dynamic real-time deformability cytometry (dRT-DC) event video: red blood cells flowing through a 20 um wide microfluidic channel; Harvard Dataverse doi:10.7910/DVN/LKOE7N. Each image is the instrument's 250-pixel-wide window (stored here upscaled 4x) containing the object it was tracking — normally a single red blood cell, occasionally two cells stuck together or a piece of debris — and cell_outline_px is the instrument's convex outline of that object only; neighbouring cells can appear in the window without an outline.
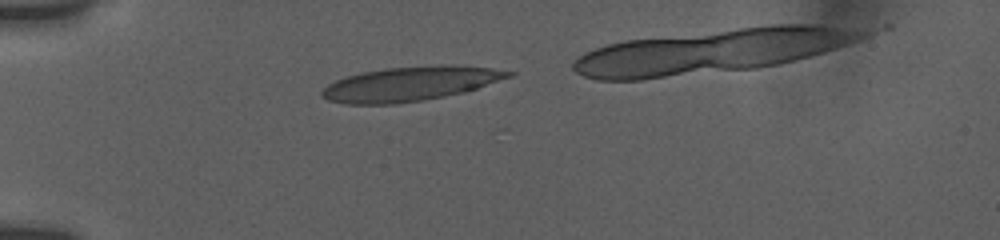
{"species": "human", "species_latin": "Homo sapiens", "temperature_condition": "room temperature", "stored_images_in_passage": 29, "camera_frame_rate_fps": 3000, "um_per_image_px": 0.085, "donor": {"sex": "female"}, "frame": {"image": 1, "passage_image": 2, "time_ms": 0.333, "image_size_px": [1000, 240], "cell_outline_px": [[516, 72], [512, 76], [464, 92], [424, 100], [396, 104], [344, 104], [328, 100], [320, 96], [320, 92], [328, 84], [344, 76], [360, 72], [384, 68], [440, 64], [452, 64], [492, 68]], "centroid_in_image_um": [34.83, 7.11], "position_along_channel_um": 50.2, "area_um2": 37.69}}
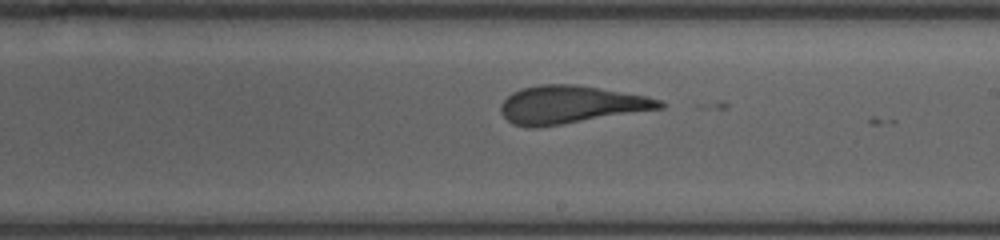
{"frame": {"image": 2, "passage_image": 18, "time_ms": 6.0, "image_size_px": [1000, 240], "cell_outline_px": [[664, 108], [560, 124], [532, 128], [512, 124], [500, 112], [500, 108], [504, 100], [512, 92], [520, 88], [540, 84], [572, 84], [648, 96], [660, 100], [664, 104]], "centroid_in_image_um": [48.48, 8.89], "position_along_channel_um": 240.5, "area_um2": 34.62}}
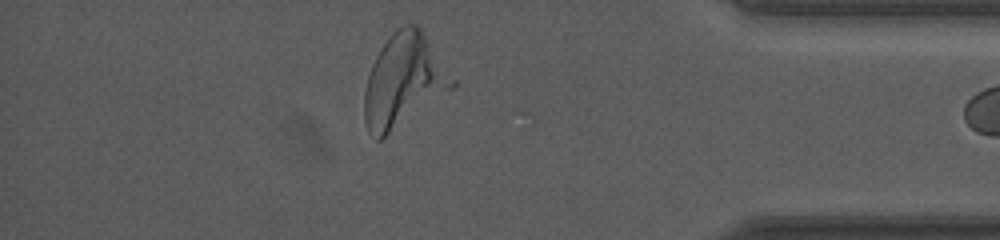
{"frame": {"image": 3, "passage_image": 28, "time_ms": 11.0, "image_size_px": [1000, 240], "cell_outline_px": [[456, 88], [380, 140], [376, 140], [368, 132], [364, 120], [364, 92], [368, 76], [372, 64], [376, 56], [392, 32], [396, 28], [404, 24], [416, 24], [420, 28], [456, 80]], "centroid_in_image_um": [34.33, 6.89], "position_along_channel_um": 400.9, "area_um2": 47.63}}